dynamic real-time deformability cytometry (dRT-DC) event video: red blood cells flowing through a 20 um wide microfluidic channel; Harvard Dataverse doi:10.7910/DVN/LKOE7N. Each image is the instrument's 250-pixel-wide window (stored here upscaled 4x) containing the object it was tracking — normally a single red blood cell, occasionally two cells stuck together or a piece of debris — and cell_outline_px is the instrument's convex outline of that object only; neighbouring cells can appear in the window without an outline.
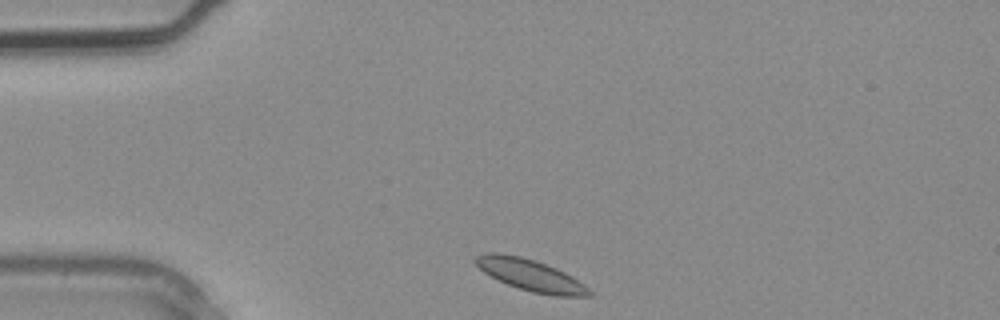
{"species": "common noctule bat (a hibernating species)", "species_latin": "Nyctalus noctula", "temperature_condition": "warm", "stored_images_in_passage": 2, "camera_frame_rate_fps": 3000, "um_per_image_px": 0.085, "animal": {"sex": "male", "body_mass_g": 20.4}, "frame": {"image": 1, "passage_image": 1, "time_ms": 0.0, "image_size_px": [1000, 320], "cell_outline_px": [[596, 296], [552, 296], [532, 292], [508, 284], [484, 272], [472, 260], [476, 256], [484, 252], [496, 252], [520, 256], [556, 268], [572, 276], [584, 284]], "centroid_in_image_um": [45.11, 23.39], "position_along_channel_um": 39.9, "area_um2": 20.75}}